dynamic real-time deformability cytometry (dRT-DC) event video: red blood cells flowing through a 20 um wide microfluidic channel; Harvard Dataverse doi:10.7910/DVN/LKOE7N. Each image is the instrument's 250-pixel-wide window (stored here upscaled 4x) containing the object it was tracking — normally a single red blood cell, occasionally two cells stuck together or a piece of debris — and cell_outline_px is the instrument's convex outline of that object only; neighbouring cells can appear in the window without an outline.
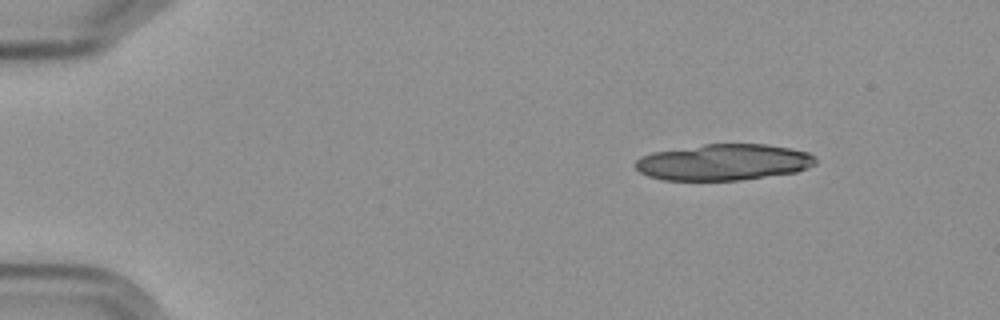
{"species": "Egyptian fruit bat (a non-hibernating species)", "species_latin": "Rousettus aegyptiacus", "temperature_condition": "cold", "stored_images_in_passage": 3, "camera_frame_rate_fps": 3000, "um_per_image_px": 0.085, "frame": {"image": 1, "passage_image": 1, "time_ms": 0.0, "image_size_px": [1000, 320], "cell_outline_px": [[816, 164], [808, 168], [796, 172], [740, 180], [664, 180], [648, 176], [640, 172], [636, 168], [636, 160], [640, 156], [652, 152], [704, 144], [768, 144], [808, 152], [816, 160]], "centroid_in_image_um": [61.49, 13.79], "position_along_channel_um": 23.5, "area_um2": 38.03}}